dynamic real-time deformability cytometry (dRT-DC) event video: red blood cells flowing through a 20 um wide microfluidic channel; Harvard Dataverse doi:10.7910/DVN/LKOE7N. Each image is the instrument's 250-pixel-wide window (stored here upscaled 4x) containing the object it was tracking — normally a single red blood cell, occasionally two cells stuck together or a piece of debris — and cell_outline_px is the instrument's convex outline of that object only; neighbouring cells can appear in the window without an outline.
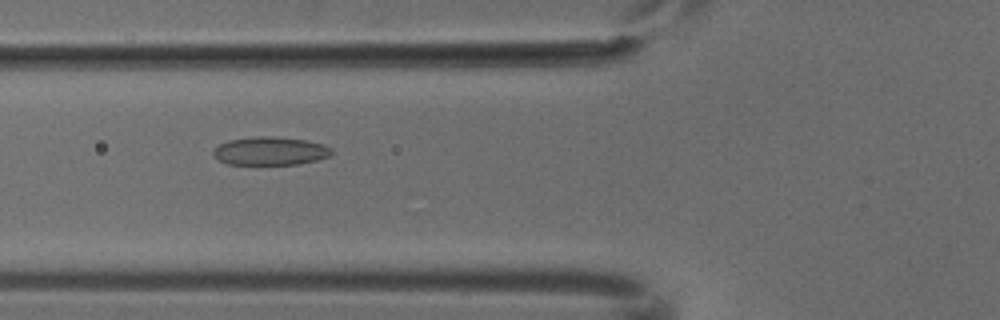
{"species": "common noctule bat (a hibernating species)", "species_latin": "Nyctalus noctula", "temperature_condition": "cold", "stored_images_in_passage": 6, "camera_frame_rate_fps": 3000, "um_per_image_px": 0.085, "animal": {"sex": "male", "body_mass_g": 18.8}, "frame": {"image": 1, "passage_image": 6, "time_ms": 1.667, "image_size_px": [1000, 320], "cell_outline_px": [[332, 152], [328, 156], [316, 160], [296, 164], [228, 164], [212, 156], [212, 152], [220, 144], [228, 140], [260, 136], [272, 136], [304, 140], [320, 144], [332, 148]], "centroid_in_image_um": [22.93, 12.83], "position_along_channel_um": 102.9, "area_um2": 19.19}}